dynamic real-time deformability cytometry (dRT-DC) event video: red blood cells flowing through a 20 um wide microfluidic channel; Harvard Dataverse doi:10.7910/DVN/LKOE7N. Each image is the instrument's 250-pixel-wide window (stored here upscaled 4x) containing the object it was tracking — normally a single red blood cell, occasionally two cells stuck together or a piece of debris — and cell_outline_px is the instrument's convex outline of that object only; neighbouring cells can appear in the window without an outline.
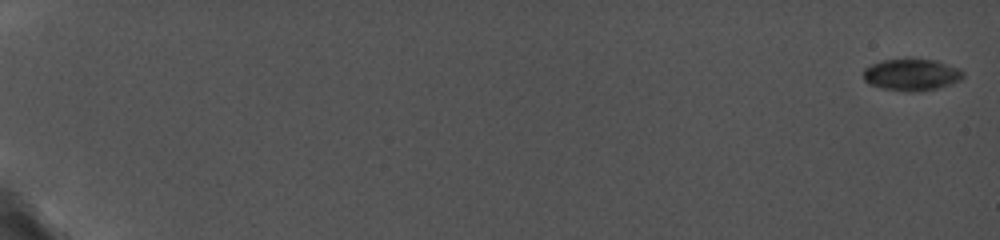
{"species": "common noctule bat (a hibernating species)", "species_latin": "Nyctalus noctula", "temperature_condition": "cold", "stored_images_in_passage": 35, "camera_frame_rate_fps": 5000, "um_per_image_px": 0.085, "animal": {"sex": "female", "body_mass_g": 19.0, "forearm_length_mm": 56.7}, "frame": {"image": 1, "passage_image": 1, "time_ms": 0.0, "image_size_px": [1000, 240], "cell_outline_px": [[964, 76], [960, 80], [936, 88], [912, 92], [884, 88], [872, 84], [864, 80], [864, 68], [872, 64], [884, 60], [908, 56], [936, 60], [960, 68], [964, 72]], "centroid_in_image_um": [77.5, 6.29], "position_along_channel_um": 7.5, "area_um2": 18.73}}
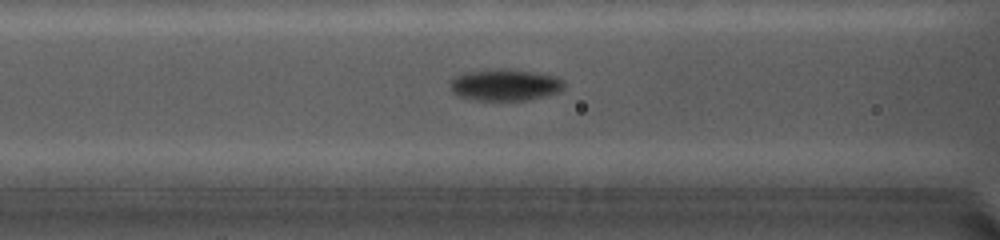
{"frame": {"image": 2, "passage_image": 19, "time_ms": 9.0, "image_size_px": [1000, 240], "cell_outline_px": [[564, 88], [556, 92], [544, 96], [528, 100], [476, 100], [460, 96], [452, 92], [448, 88], [448, 84], [456, 76], [464, 72], [484, 68], [504, 68], [532, 72], [556, 76], [564, 80]], "centroid_in_image_um": [42.87, 7.19], "position_along_channel_um": 123.7, "area_um2": 21.27}}
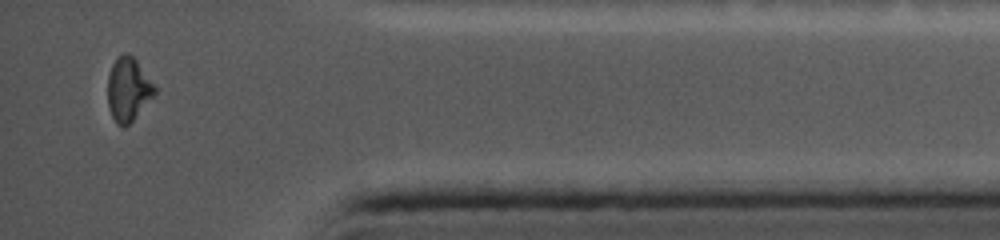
{"frame": {"image": 3, "passage_image": 35, "time_ms": 17.2, "image_size_px": [1000, 240], "cell_outline_px": [[156, 92], [132, 120], [124, 128], [116, 124], [112, 116], [108, 104], [108, 76], [112, 64], [116, 56], [124, 52], [128, 52], [136, 60], [156, 88]], "centroid_in_image_um": [10.86, 7.57], "position_along_channel_um": 424.3, "area_um2": 17.17}, "authors_computed_cell_mechanics": {"area_um2": 18.9584, "velocity_mm_per_s": 3.7891, "shape_relaxation_time_tau1_ms": null, "shape_relaxation_time_tau2_ms": 1.7441, "deformation_change_tau1": null, "deformation_change_tau2": 0.0419}}